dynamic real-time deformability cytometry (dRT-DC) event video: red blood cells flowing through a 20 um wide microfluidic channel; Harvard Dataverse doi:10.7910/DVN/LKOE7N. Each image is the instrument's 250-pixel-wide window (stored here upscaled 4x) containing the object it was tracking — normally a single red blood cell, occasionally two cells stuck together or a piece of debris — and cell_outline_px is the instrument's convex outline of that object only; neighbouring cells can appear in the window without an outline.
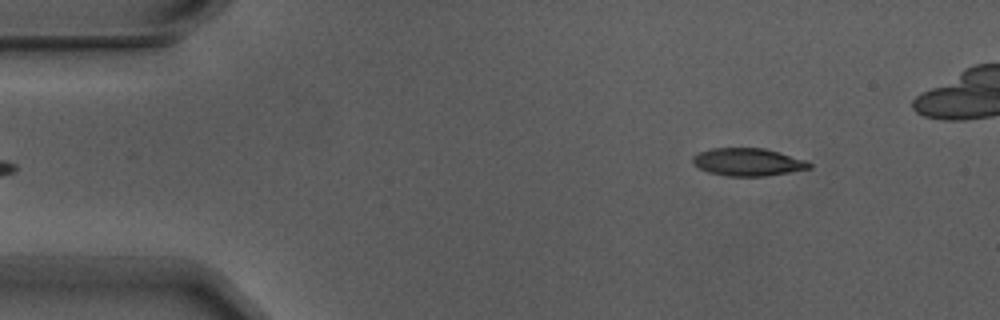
{"species": "Egyptian fruit bat (a non-hibernating species)", "species_latin": "Rousettus aegyptiacus", "temperature_condition": "warm", "stored_images_in_passage": 2, "camera_frame_rate_fps": 3000, "um_per_image_px": 0.085, "animal": {"sex": "male"}, "frame": {"image": 1, "passage_image": 2, "time_ms": 0.333, "image_size_px": [1000, 320], "cell_outline_px": [[812, 168], [764, 176], [728, 176], [708, 172], [692, 164], [692, 156], [700, 152], [712, 148], [764, 148], [808, 160], [812, 164]], "centroid_in_image_um": [63.58, 13.77], "position_along_channel_um": 21.4, "area_um2": 18.84}}